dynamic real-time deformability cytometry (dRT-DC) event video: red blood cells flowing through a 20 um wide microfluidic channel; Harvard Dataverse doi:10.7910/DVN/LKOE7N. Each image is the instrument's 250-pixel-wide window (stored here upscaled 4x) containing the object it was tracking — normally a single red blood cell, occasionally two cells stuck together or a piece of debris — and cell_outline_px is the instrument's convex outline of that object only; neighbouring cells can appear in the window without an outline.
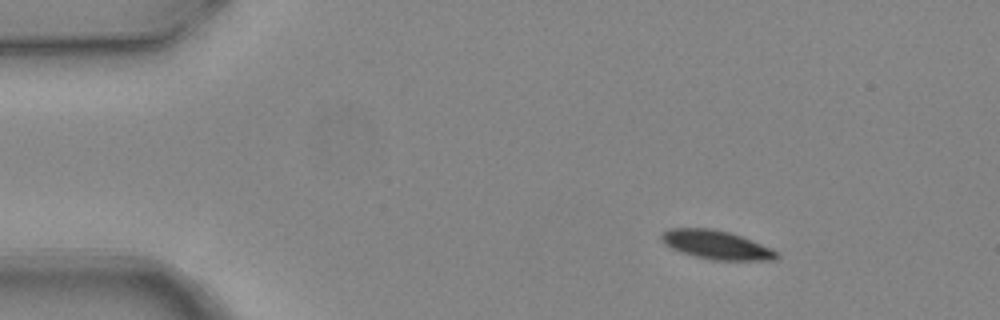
{"species": "common noctule bat (a hibernating species)", "species_latin": "Nyctalus noctula", "temperature_condition": "warm", "stored_images_in_passage": 3, "camera_frame_rate_fps": 3000, "um_per_image_px": 0.085, "animal": {"sex": "female", "body_mass_g": 24.6, "forearm_length_mm": 56.2}, "frame": {"image": 1, "passage_image": 1, "time_ms": 0.0, "image_size_px": [1000, 320], "cell_outline_px": [[780, 256], [776, 260], [712, 260], [680, 252], [664, 244], [660, 240], [660, 236], [668, 228], [712, 228], [728, 232], [752, 240], [772, 248]], "centroid_in_image_um": [60.88, 20.81], "position_along_channel_um": 24.1, "area_um2": 19.31}}
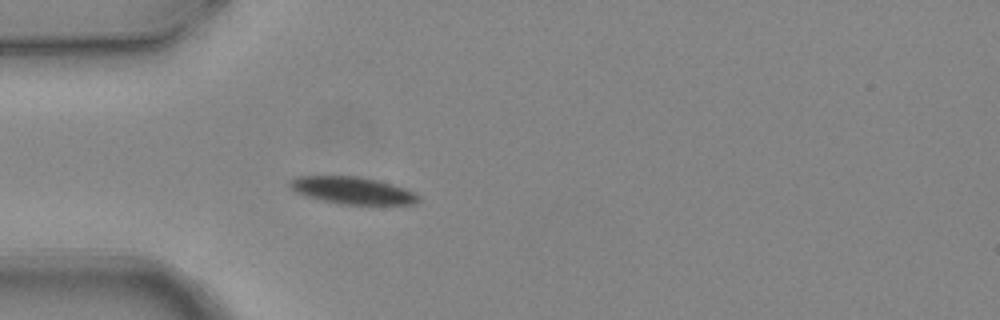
{"frame": {"image": 2, "passage_image": 3, "time_ms": 0.667, "image_size_px": [1000, 320], "cell_outline_px": [[420, 200], [416, 204], [340, 204], [304, 196], [296, 192], [288, 184], [288, 180], [296, 176], [356, 176], [380, 180], [404, 188], [420, 196]], "centroid_in_image_um": [29.93, 16.18], "position_along_channel_um": 55.1, "area_um2": 20.4}}